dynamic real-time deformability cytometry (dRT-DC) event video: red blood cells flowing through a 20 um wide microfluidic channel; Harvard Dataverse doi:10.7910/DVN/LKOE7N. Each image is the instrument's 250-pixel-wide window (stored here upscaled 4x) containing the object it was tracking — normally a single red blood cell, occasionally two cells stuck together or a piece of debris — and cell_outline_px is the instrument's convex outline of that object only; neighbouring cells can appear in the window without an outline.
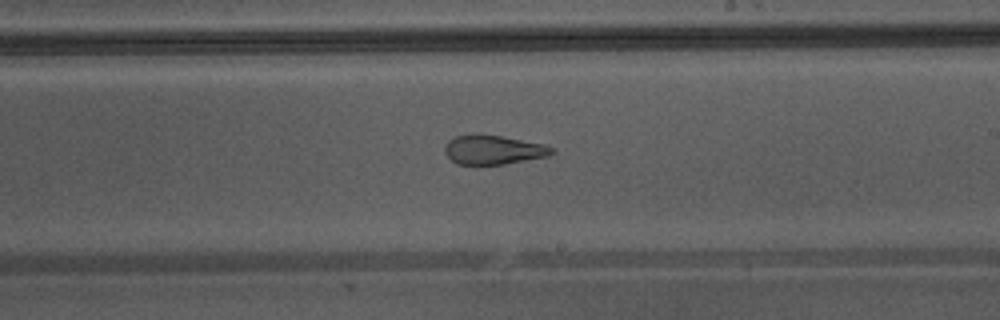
{"species": "Egyptian fruit bat (a non-hibernating species)", "species_latin": "Rousettus aegyptiacus", "temperature_condition": "warm", "stored_images_in_passage": 44, "camera_frame_rate_fps": 3000, "um_per_image_px": 0.085, "animal": {"sex": "male"}, "frame": {"image": 1, "passage_image": 26, "time_ms": 8.333, "image_size_px": [1000, 320], "cell_outline_px": [[552, 152], [548, 156], [504, 164], [456, 164], [444, 152], [444, 148], [448, 140], [456, 136], [476, 132], [480, 132], [544, 144], [552, 148]], "centroid_in_image_um": [41.87, 12.7], "position_along_channel_um": 247.1, "area_um2": 18.32}, "authors_computed_cell_mechanics": {"area_um2": 23.9292, "velocity_mm_per_s": 4.3811, "shape_relaxation_time_tau1_ms": null, "shape_relaxation_time_tau2_ms": 1.6968, "deformation_change_tau1": null, "deformation_change_tau2": 0.1126}}